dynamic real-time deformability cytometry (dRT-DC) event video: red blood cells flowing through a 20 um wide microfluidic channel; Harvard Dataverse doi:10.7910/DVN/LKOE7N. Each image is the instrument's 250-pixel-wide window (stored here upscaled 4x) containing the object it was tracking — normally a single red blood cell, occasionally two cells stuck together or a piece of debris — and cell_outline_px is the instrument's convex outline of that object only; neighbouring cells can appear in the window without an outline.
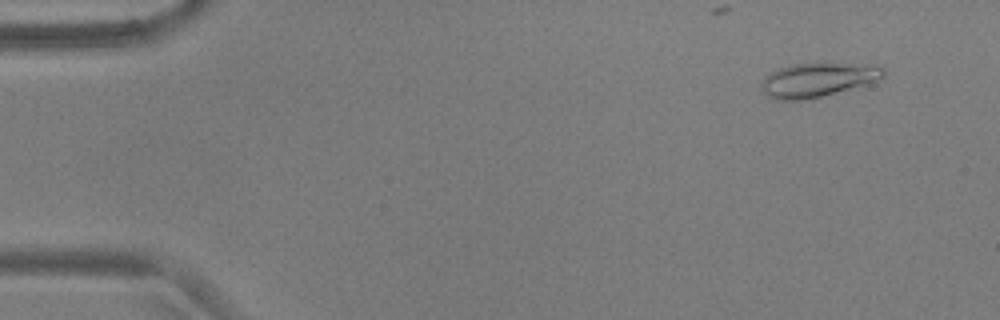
{"species": "common noctule bat (a hibernating species)", "species_latin": "Nyctalus noctula", "temperature_condition": "warm", "stored_images_in_passage": 12, "camera_frame_rate_fps": 3000, "um_per_image_px": 0.085, "animal": {"sex": "male", "body_mass_g": 17.9, "forearm_length_mm": 54.2}, "frame": {"image": 1, "passage_image": 3, "time_ms": 0.667, "image_size_px": [1000, 320], "cell_outline_px": [[884, 76], [876, 80], [864, 84], [820, 96], [804, 100], [776, 100], [768, 96], [760, 88], [760, 84], [772, 72], [780, 68], [796, 64], [824, 60], [864, 64], [884, 68]], "centroid_in_image_um": [69.49, 6.74], "position_along_channel_um": 15.5, "area_um2": 24.33}}